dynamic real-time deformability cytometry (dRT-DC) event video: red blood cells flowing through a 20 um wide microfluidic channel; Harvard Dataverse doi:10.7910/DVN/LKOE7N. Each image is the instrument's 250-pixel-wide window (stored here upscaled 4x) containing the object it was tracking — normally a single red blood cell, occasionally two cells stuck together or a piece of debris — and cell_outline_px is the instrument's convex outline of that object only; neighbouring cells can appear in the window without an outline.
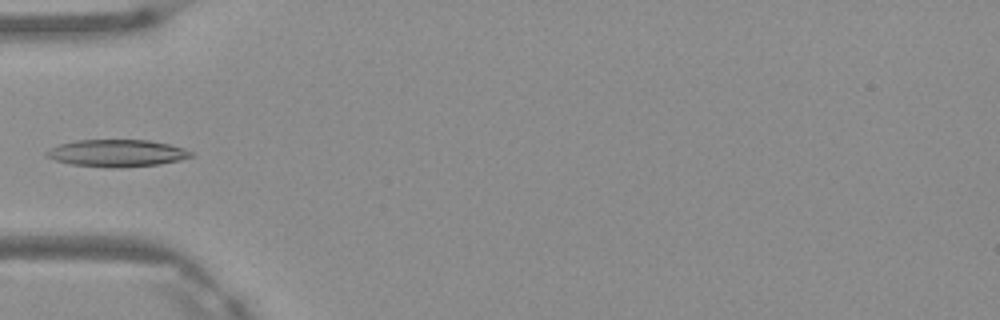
{"species": "Egyptian fruit bat (a non-hibernating species)", "species_latin": "Rousettus aegyptiacus", "temperature_condition": "warm", "stored_images_in_passage": 3, "camera_frame_rate_fps": 3000, "um_per_image_px": 0.085, "frame": {"image": 1, "passage_image": 3, "time_ms": 0.667, "image_size_px": [1000, 320], "cell_outline_px": [[196, 156], [180, 160], [160, 164], [120, 168], [112, 168], [72, 164], [56, 160], [44, 156], [44, 152], [60, 144], [76, 140], [148, 140], [168, 144], [184, 148], [192, 152]], "centroid_in_image_um": [9.97, 13.02], "position_along_channel_um": 75.0, "area_um2": 22.89}}